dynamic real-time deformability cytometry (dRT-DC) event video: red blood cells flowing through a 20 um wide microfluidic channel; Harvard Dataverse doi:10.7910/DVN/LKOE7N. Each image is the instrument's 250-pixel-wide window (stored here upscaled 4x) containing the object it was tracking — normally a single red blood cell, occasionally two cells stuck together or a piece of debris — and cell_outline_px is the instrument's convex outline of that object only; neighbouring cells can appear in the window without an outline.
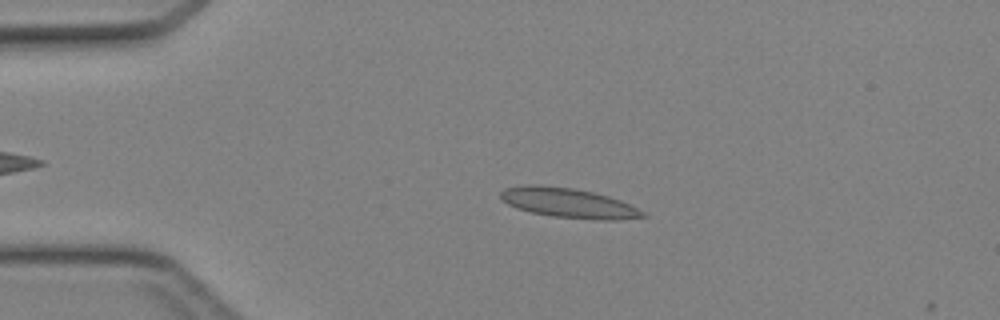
{"species": "Egyptian fruit bat (a non-hibernating species)", "species_latin": "Rousettus aegyptiacus", "temperature_condition": "cold", "stored_images_in_passage": 14, "camera_frame_rate_fps": 3000, "um_per_image_px": 0.085, "animal": {"sex": "female"}, "frame": {"image": 1, "passage_image": 10, "time_ms": 3.0, "image_size_px": [1000, 320], "cell_outline_px": [[648, 216], [608, 220], [604, 220], [552, 216], [532, 212], [516, 208], [500, 200], [500, 192], [504, 188], [524, 184], [540, 184], [576, 188], [608, 196], [620, 200], [644, 212]], "centroid_in_image_um": [48.24, 17.22], "position_along_channel_um": 36.8, "area_um2": 24.57}}